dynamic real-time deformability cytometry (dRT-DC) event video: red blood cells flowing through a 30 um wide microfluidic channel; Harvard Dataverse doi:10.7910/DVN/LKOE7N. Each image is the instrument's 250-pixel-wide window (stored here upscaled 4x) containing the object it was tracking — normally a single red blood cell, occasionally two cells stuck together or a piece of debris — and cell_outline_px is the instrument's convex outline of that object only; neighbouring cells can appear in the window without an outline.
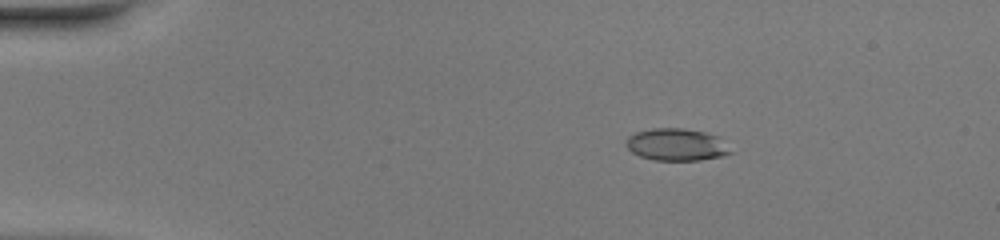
{"species": "common noctule bat (a hibernating species)", "species_latin": "Nyctalus noctula", "temperature_condition": "warm", "stored_images_in_passage": 44, "camera_frame_rate_fps": 3000, "um_per_image_px": 0.085, "animal": {"sex": "female", "body_mass_g": 20.0, "forearm_length_mm": 54.0}, "frame": {"image": 1, "passage_image": 3, "time_ms": 0.667, "image_size_px": [1000, 240], "cell_outline_px": [[732, 152], [720, 156], [700, 160], [656, 160], [640, 156], [632, 152], [624, 144], [628, 136], [636, 132], [652, 128], [684, 128], [704, 132], [720, 136]], "centroid_in_image_um": [57.49, 12.28], "position_along_channel_um": 27.5, "area_um2": 19.59}}
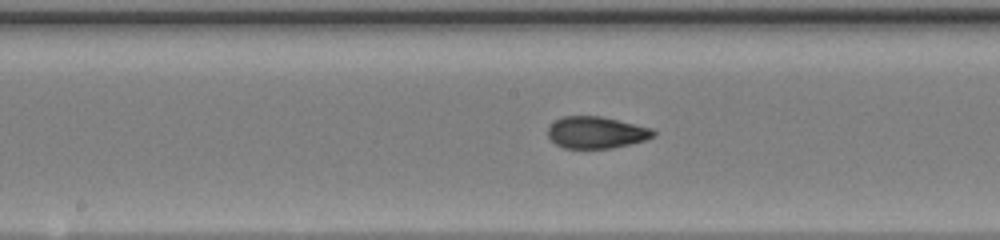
{"frame": {"image": 2, "passage_image": 21, "time_ms": 6.667, "image_size_px": [1000, 240], "cell_outline_px": [[656, 136], [644, 140], [612, 148], [564, 148], [556, 144], [548, 136], [548, 128], [556, 120], [564, 116], [600, 116], [652, 128], [656, 132]], "centroid_in_image_um": [50.69, 11.26], "position_along_channel_um": 197.5, "area_um2": 19.36}}
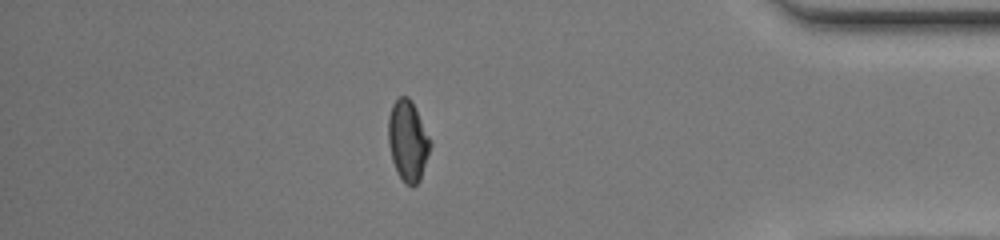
{"frame": {"image": 3, "passage_image": 38, "time_ms": 12.333, "image_size_px": [1000, 240], "cell_outline_px": [[432, 144], [420, 180], [412, 188], [404, 184], [396, 172], [392, 160], [388, 144], [388, 116], [392, 104], [400, 96], [408, 96], [412, 100], [432, 140]], "centroid_in_image_um": [34.67, 11.97], "position_along_channel_um": 400.5, "area_um2": 20.23}, "authors_computed_cell_mechanics": {"area_um2": 19.652, "velocity_mm_per_s": 4.154, "shape_relaxation_time_tau1_ms": null, "shape_relaxation_time_tau2_ms": 0.7683, "deformation_change_tau1": null, "deformation_change_tau2": 0.0536}}